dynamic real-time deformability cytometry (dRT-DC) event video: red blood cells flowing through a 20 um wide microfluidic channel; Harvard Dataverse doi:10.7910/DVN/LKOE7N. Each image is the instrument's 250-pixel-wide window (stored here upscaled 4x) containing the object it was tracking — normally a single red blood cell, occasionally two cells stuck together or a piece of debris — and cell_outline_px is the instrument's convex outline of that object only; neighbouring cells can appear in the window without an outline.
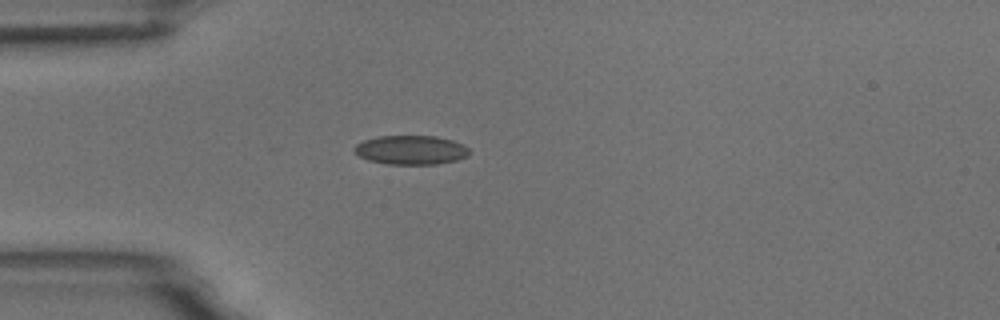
{"species": "common noctule bat (a hibernating species)", "species_latin": "Nyctalus noctula", "temperature_condition": "room temperature", "stored_images_in_passage": 3, "camera_frame_rate_fps": 3000, "um_per_image_px": 0.085, "animal": {"sex": "male", "body_mass_g": 18.8}, "frame": {"image": 1, "passage_image": 3, "time_ms": 2.0, "image_size_px": [1000, 320], "cell_outline_px": [[468, 156], [456, 160], [436, 164], [388, 164], [368, 160], [360, 156], [352, 148], [356, 144], [364, 140], [376, 136], [436, 136], [452, 140], [464, 144], [468, 148]], "centroid_in_image_um": [34.92, 12.74], "position_along_channel_um": 50.1, "area_um2": 19.48}}